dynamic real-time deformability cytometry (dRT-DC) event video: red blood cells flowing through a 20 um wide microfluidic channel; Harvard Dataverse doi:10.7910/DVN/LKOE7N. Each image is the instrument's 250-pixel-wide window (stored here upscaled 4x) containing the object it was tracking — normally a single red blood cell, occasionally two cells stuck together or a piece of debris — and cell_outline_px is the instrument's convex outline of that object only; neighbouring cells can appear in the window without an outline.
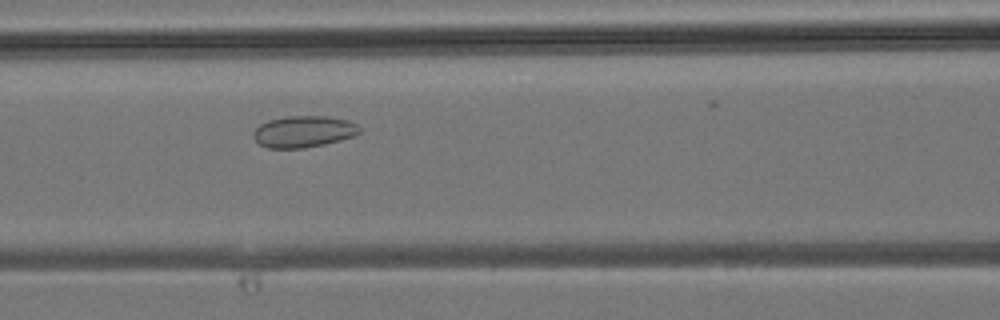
{"species": "common noctule bat (a hibernating species)", "species_latin": "Nyctalus noctula", "temperature_condition": "room temperature", "stored_images_in_passage": 31, "camera_frame_rate_fps": 3000, "um_per_image_px": 0.085, "animal": {"sex": "male", "body_mass_g": 19.2, "forearm_length_mm": 51.8}, "frame": {"image": 1, "passage_image": 15, "time_ms": 4.667, "image_size_px": [1000, 320], "cell_outline_px": [[360, 132], [356, 136], [324, 144], [304, 148], [268, 148], [260, 144], [252, 136], [252, 132], [260, 124], [268, 120], [288, 116], [328, 116], [348, 120], [356, 124], [360, 128]], "centroid_in_image_um": [25.81, 11.18], "position_along_channel_um": 140.8, "area_um2": 19.59}}
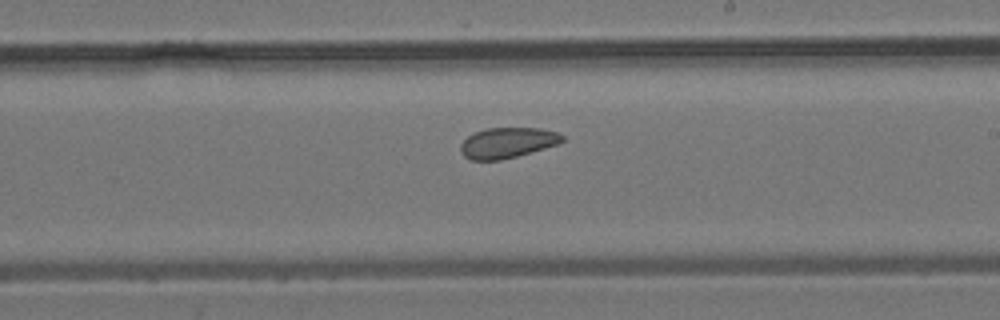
{"frame": {"image": 2, "passage_image": 21, "time_ms": 6.667, "image_size_px": [1000, 320], "cell_outline_px": [[564, 140], [560, 144], [516, 156], [500, 160], [472, 160], [464, 156], [460, 152], [460, 144], [468, 136], [484, 128], [540, 128], [556, 132], [564, 136]], "centroid_in_image_um": [43.13, 12.13], "position_along_channel_um": 245.9, "area_um2": 18.09}}
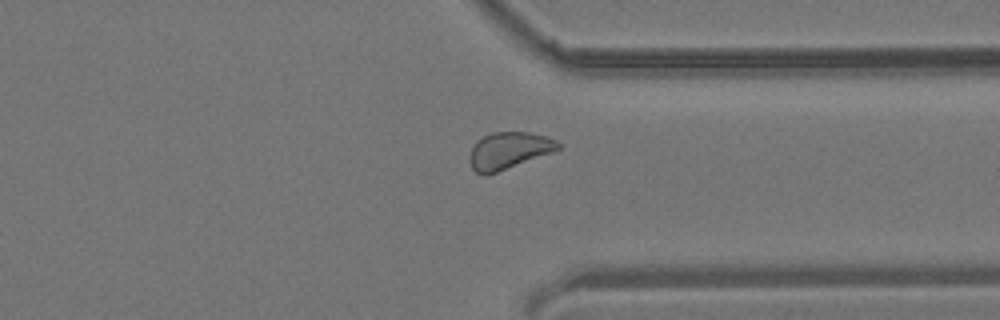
{"frame": {"image": 3, "passage_image": 28, "time_ms": 9.0, "image_size_px": [1000, 320], "cell_outline_px": [[560, 148], [552, 152], [496, 172], [484, 176], [476, 172], [472, 168], [468, 160], [468, 156], [476, 140], [492, 132], [528, 132], [544, 136], [556, 140], [560, 144]], "centroid_in_image_um": [43.19, 12.79], "position_along_channel_um": 368.2, "area_um2": 18.84}}